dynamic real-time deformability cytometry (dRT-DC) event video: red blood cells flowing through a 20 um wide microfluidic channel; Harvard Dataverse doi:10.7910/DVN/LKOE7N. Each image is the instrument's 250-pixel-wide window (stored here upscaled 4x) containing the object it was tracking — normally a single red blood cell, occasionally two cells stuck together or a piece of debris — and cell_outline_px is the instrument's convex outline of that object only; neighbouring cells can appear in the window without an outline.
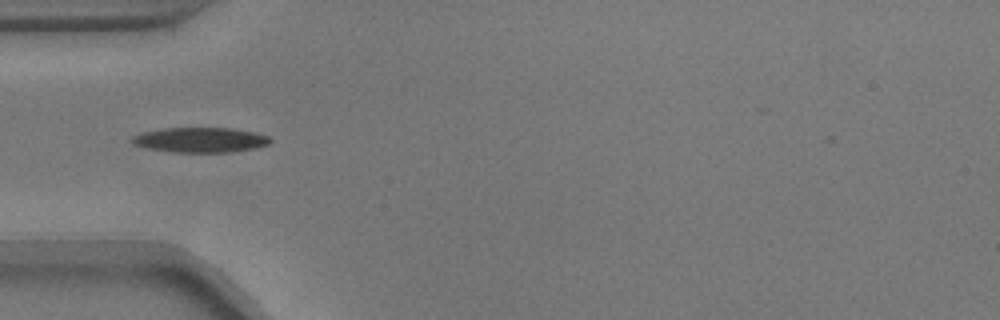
{"species": "common noctule bat (a hibernating species)", "species_latin": "Nyctalus noctula", "temperature_condition": "warm", "stored_images_in_passage": 18, "camera_frame_rate_fps": 3000, "um_per_image_px": 0.085, "animal": {"sex": "male", "body_mass_g": 17.9}, "frame": {"image": 1, "passage_image": 3, "time_ms": 0.667, "image_size_px": [1000, 320], "cell_outline_px": [[272, 140], [268, 144], [256, 148], [228, 152], [172, 152], [148, 148], [132, 144], [128, 140], [132, 136], [144, 132], [164, 128], [232, 128], [256, 132], [268, 136]], "centroid_in_image_um": [17.02, 11.89], "position_along_channel_um": 68.0, "area_um2": 20.17}}
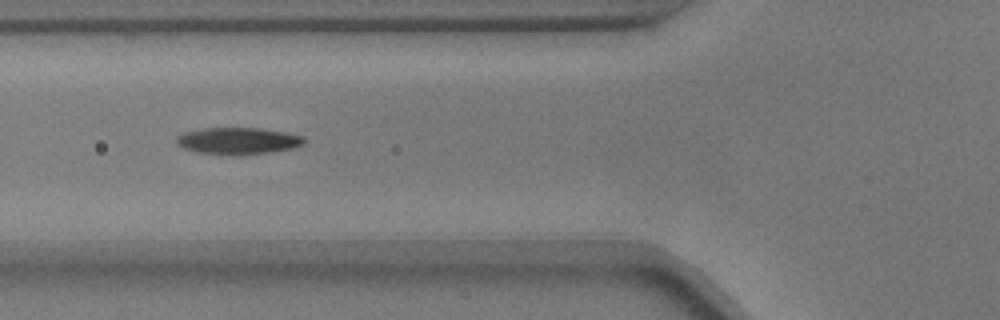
{"frame": {"image": 2, "passage_image": 6, "time_ms": 1.667, "image_size_px": [1000, 320], "cell_outline_px": [[304, 144], [292, 148], [268, 152], [200, 152], [184, 148], [176, 144], [176, 136], [184, 132], [204, 128], [260, 128], [284, 132], [304, 136]], "centroid_in_image_um": [20.23, 11.92], "position_along_channel_um": 105.6, "area_um2": 18.9}}